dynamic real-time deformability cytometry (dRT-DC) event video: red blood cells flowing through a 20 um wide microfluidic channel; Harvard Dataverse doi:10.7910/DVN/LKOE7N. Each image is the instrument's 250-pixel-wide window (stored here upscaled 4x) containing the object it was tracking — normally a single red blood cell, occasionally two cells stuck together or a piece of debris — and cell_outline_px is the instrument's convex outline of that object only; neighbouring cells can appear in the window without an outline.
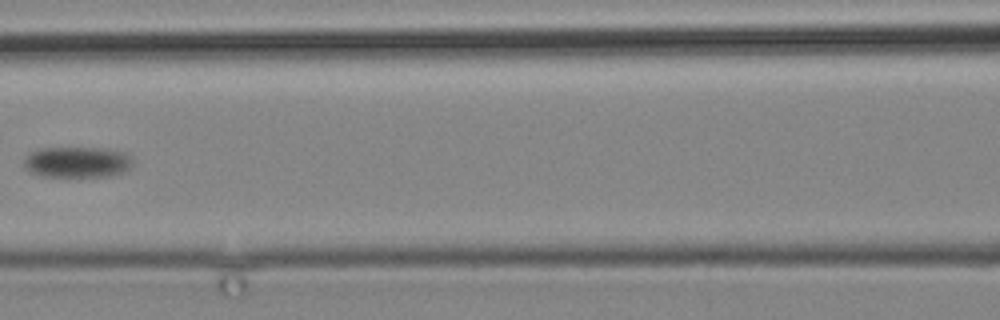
{"species": "common noctule bat (a hibernating species)", "species_latin": "Nyctalus noctula", "temperature_condition": "cold", "stored_images_in_passage": 20, "camera_frame_rate_fps": 3000, "um_per_image_px": 0.085, "animal": {"sex": "male", "body_mass_g": 19.2, "forearm_length_mm": 51.8}, "frame": {"image": 1, "passage_image": 17, "time_ms": 20.333, "image_size_px": [1000, 320], "cell_outline_px": [[132, 168], [124, 172], [112, 176], [40, 176], [24, 168], [24, 156], [40, 148], [104, 148], [124, 152], [132, 156]], "centroid_in_image_um": [6.59, 13.78], "position_along_channel_um": 160.0, "area_um2": 19.77}}
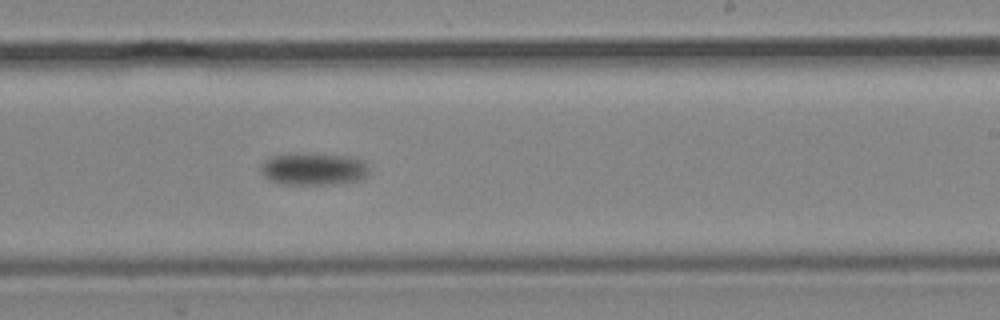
{"frame": {"image": 2, "passage_image": 20, "time_ms": 24.0, "image_size_px": [1000, 320], "cell_outline_px": [[368, 176], [360, 180], [332, 184], [276, 184], [268, 180], [260, 172], [260, 164], [268, 156], [348, 156], [364, 160], [368, 168]], "centroid_in_image_um": [26.63, 14.42], "position_along_channel_um": 262.4, "area_um2": 19.83}}